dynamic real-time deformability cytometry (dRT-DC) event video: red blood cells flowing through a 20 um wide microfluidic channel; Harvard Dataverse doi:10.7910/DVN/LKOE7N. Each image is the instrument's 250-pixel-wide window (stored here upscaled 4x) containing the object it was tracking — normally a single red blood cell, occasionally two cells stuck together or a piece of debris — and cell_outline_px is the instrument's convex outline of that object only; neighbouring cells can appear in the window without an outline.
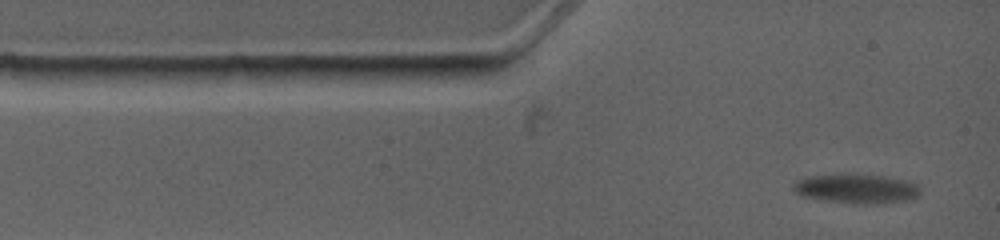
{"species": "common noctule bat (a hibernating species)", "species_latin": "Nyctalus noctula", "temperature_condition": "warm", "stored_images_in_passage": 5, "camera_frame_rate_fps": 4500, "um_per_image_px": 0.085, "animal": {"sex": "female", "body_mass_g": 19.0, "forearm_length_mm": 53.3}, "frame": {"image": 1, "passage_image": 1, "time_ms": 0.0, "image_size_px": [1000, 240], "cell_outline_px": [[920, 196], [908, 200], [876, 204], [864, 204], [828, 200], [804, 196], [796, 192], [792, 188], [792, 184], [796, 180], [808, 176], [848, 172], [852, 172], [884, 176], [908, 180], [916, 184], [920, 188]], "centroid_in_image_um": [72.83, 16.0], "position_along_channel_um": 12.2, "area_um2": 22.2}}
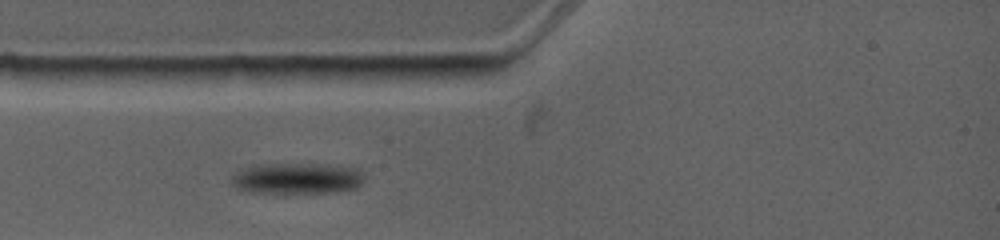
{"frame": {"image": 2, "passage_image": 4, "time_ms": 2.444, "image_size_px": [1000, 240], "cell_outline_px": [[364, 180], [356, 188], [340, 192], [252, 192], [236, 188], [232, 184], [232, 176], [240, 168], [260, 164], [328, 164], [356, 168], [364, 176]], "centroid_in_image_um": [25.25, 15.15], "position_along_channel_um": 59.7, "area_um2": 23.99}}
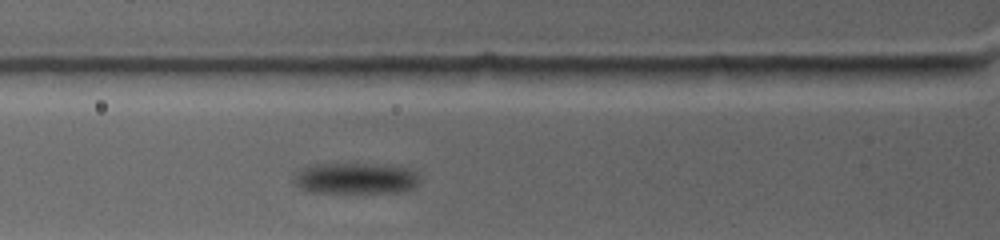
{"frame": {"image": 3, "passage_image": 5, "time_ms": 3.556, "image_size_px": [1000, 240], "cell_outline_px": [[420, 180], [412, 188], [400, 192], [308, 192], [300, 188], [292, 180], [296, 172], [300, 168], [308, 164], [400, 164], [416, 172]], "centroid_in_image_um": [30.22, 15.14], "position_along_channel_um": 95.6, "area_um2": 23.24}}